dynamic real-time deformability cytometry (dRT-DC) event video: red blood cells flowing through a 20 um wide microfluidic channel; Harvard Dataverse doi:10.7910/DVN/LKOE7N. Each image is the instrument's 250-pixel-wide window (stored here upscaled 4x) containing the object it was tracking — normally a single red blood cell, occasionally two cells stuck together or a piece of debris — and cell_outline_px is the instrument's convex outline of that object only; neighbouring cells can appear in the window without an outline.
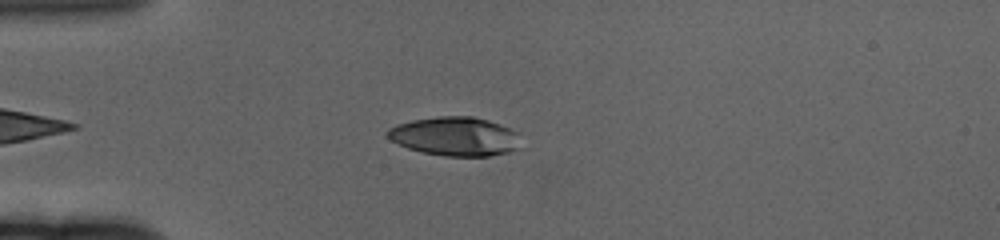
{"species": "human", "species_latin": "Homo sapiens", "temperature_condition": "cold", "stored_images_in_passage": 53, "camera_frame_rate_fps": 3000, "um_per_image_px": 0.085, "donor": {"sex": "female"}, "frame": {"image": 1, "passage_image": 8, "time_ms": 2.333, "image_size_px": [1000, 240], "cell_outline_px": [[520, 148], [508, 152], [488, 156], [444, 156], [424, 152], [408, 148], [392, 140], [384, 132], [388, 128], [396, 124], [412, 120], [440, 116], [472, 116], [488, 120], [500, 124], [516, 132]], "centroid_in_image_um": [38.66, 11.58], "position_along_channel_um": 46.3, "area_um2": 30.06}}
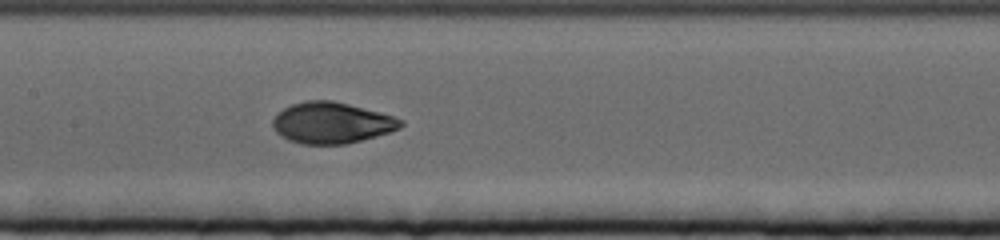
{"frame": {"image": 2, "passage_image": 22, "time_ms": 7.0, "image_size_px": [1000, 240], "cell_outline_px": [[404, 124], [400, 128], [376, 136], [344, 144], [300, 144], [288, 140], [280, 136], [272, 128], [272, 120], [284, 108], [292, 104], [308, 100], [332, 100], [348, 104], [392, 116], [404, 120]], "centroid_in_image_um": [28.16, 10.45], "position_along_channel_um": 179.2, "area_um2": 30.46}}
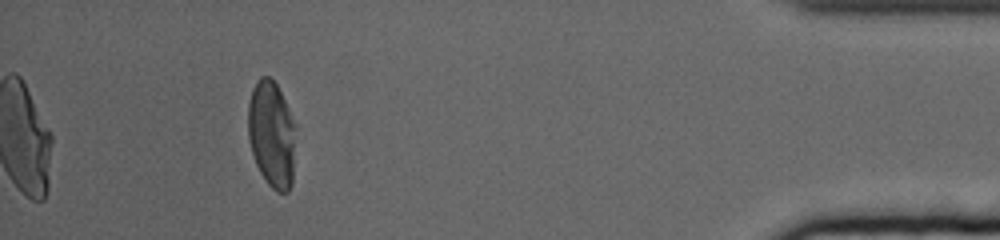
{"frame": {"image": 3, "passage_image": 48, "time_ms": 15.667, "image_size_px": [1000, 240], "cell_outline_px": [[296, 128], [292, 184], [288, 192], [276, 192], [268, 184], [260, 172], [256, 164], [248, 140], [248, 104], [252, 88], [256, 80], [260, 76], [268, 76], [276, 84], [296, 124]], "centroid_in_image_um": [23.09, 11.41], "position_along_channel_um": 412.1, "area_um2": 29.88}, "authors_computed_cell_mechanics": {"area_um2": 30.5762, "velocity_mm_per_s": 3.3041, "shape_relaxation_time_tau1_ms": 4.1963, "shape_relaxation_time_tau2_ms": 1.1779, "deformation_change_tau1": 0.2001, "deformation_change_tau2": 0.0478}}